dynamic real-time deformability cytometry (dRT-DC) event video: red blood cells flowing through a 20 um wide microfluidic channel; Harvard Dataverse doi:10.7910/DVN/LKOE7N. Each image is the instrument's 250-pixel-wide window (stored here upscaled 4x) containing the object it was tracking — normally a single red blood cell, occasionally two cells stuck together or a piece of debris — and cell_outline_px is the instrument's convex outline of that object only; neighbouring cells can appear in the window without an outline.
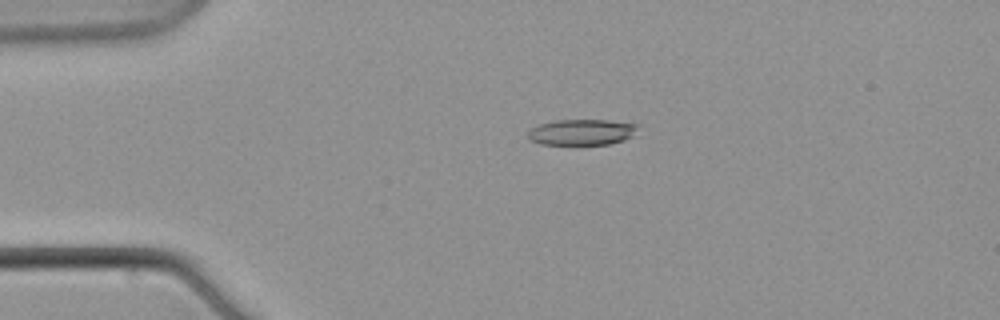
{"species": "common noctule bat (a hibernating species)", "species_latin": "Nyctalus noctula", "temperature_condition": "warm", "stored_images_in_passage": 5, "camera_frame_rate_fps": 3000, "um_per_image_px": 0.085, "animal": {"sex": "male", "body_mass_g": 21.5, "forearm_length_mm": 52.0}, "frame": {"image": 1, "passage_image": 2, "time_ms": 2.0, "image_size_px": [1000, 320], "cell_outline_px": [[640, 124], [632, 136], [624, 140], [608, 144], [540, 144], [532, 140], [528, 136], [528, 132], [532, 128], [540, 124], [556, 120], [608, 120]], "centroid_in_image_um": [49.48, 11.22], "position_along_channel_um": 35.5, "area_um2": 16.42}}
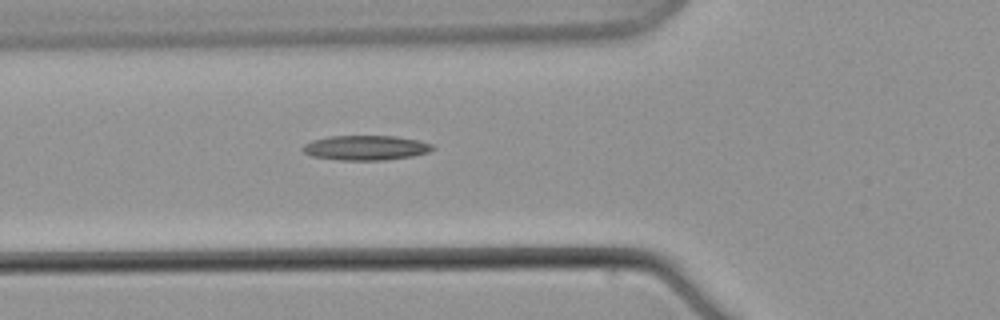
{"frame": {"image": 2, "passage_image": 5, "time_ms": 5.667, "image_size_px": [1000, 320], "cell_outline_px": [[436, 148], [428, 152], [412, 156], [384, 160], [340, 160], [312, 156], [304, 152], [300, 148], [304, 144], [312, 140], [328, 136], [396, 136], [416, 140], [432, 144]], "centroid_in_image_um": [31.06, 12.56], "position_along_channel_um": 94.7, "area_um2": 18.73}}